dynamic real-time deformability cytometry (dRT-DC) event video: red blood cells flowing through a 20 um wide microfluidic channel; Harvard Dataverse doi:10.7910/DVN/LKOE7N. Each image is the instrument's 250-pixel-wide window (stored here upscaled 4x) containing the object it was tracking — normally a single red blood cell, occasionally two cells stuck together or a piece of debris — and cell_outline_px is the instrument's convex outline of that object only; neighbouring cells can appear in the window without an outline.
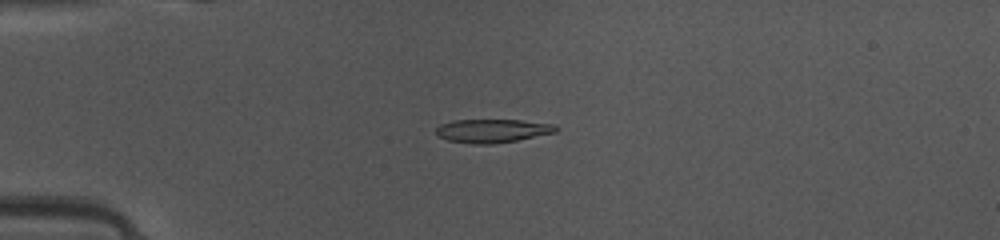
{"species": "common noctule bat (a hibernating species)", "species_latin": "Nyctalus noctula", "temperature_condition": "warm", "stored_images_in_passage": 49, "camera_frame_rate_fps": 3000, "um_per_image_px": 0.085, "animal": {"sex": "female", "body_mass_g": 10.0, "forearm_length_mm": 53.1}, "frame": {"image": 1, "passage_image": 13, "time_ms": 4.0, "image_size_px": [1000, 240], "cell_outline_px": [[560, 128], [556, 132], [516, 140], [492, 144], [472, 144], [448, 140], [436, 136], [436, 128], [440, 124], [452, 120], [520, 120], [556, 124]], "centroid_in_image_um": [41.85, 11.11], "position_along_channel_um": 43.2, "area_um2": 16.53}}
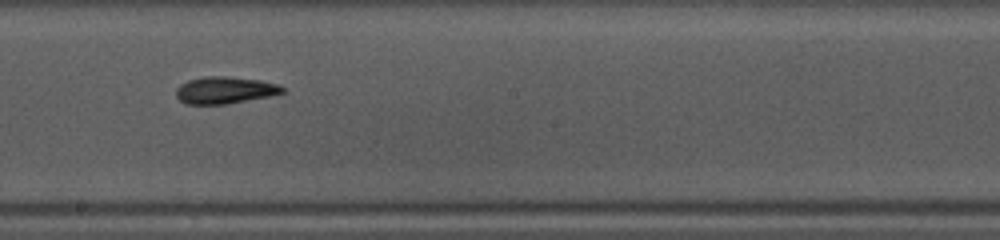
{"frame": {"image": 2, "passage_image": 28, "time_ms": 9.0, "image_size_px": [1000, 240], "cell_outline_px": [[288, 92], [228, 104], [184, 104], [176, 96], [176, 88], [180, 84], [188, 80], [204, 76], [224, 76], [260, 80], [280, 84]], "centroid_in_image_um": [19.12, 7.66], "position_along_channel_um": 229.1, "area_um2": 16.88}}
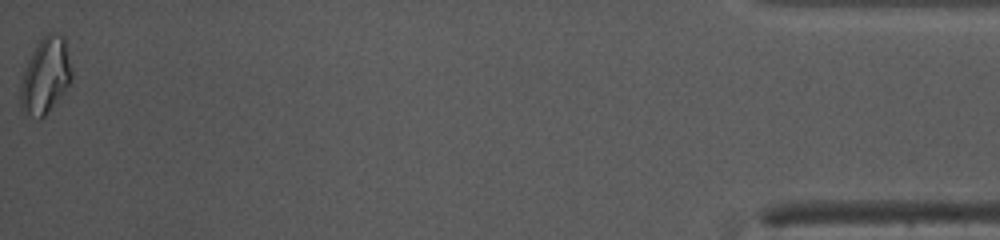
{"frame": {"image": 3, "passage_image": 49, "time_ms": 16.0, "image_size_px": [1000, 240], "cell_outline_px": [[72, 80], [64, 92], [44, 116], [40, 120], [36, 120], [20, 108], [20, 84], [28, 60], [32, 52], [40, 40], [48, 32], [56, 32], [64, 36], [72, 72]], "centroid_in_image_um": [3.86, 6.45], "position_along_channel_um": 431.3, "area_um2": 22.6}, "authors_computed_cell_mechanics": {"area_um2": 16.6464, "velocity_mm_per_s": 4.1471, "shape_relaxation_time_tau1_ms": 5.02, "shape_relaxation_time_tau2_ms": 7.5045, "deformation_change_tau1": 0.1603, "deformation_change_tau2": 0.1074}}